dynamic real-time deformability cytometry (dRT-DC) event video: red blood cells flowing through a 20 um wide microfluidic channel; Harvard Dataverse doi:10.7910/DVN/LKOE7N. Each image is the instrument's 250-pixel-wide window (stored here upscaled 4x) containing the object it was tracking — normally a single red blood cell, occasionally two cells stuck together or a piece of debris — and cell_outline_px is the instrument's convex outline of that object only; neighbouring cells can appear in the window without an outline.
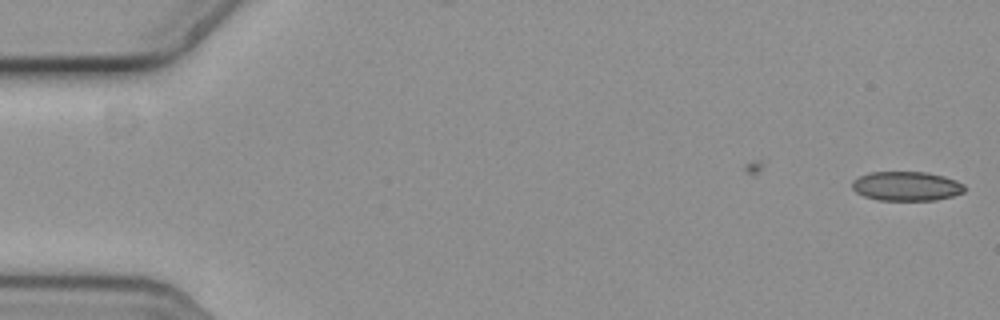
{"species": "common noctule bat (a hibernating species)", "species_latin": "Nyctalus noctula", "temperature_condition": "cold", "stored_images_in_passage": 13, "camera_frame_rate_fps": 3000, "um_per_image_px": 0.085, "animal": {"sex": "female", "body_mass_g": 19.3, "forearm_length_mm": 54.1}, "frame": {"image": 1, "passage_image": 1, "time_ms": 0.0, "image_size_px": [1000, 320], "cell_outline_px": [[964, 192], [952, 196], [936, 200], [880, 200], [864, 196], [856, 192], [852, 188], [852, 180], [860, 176], [872, 172], [924, 172], [944, 176], [956, 180], [964, 184]], "centroid_in_image_um": [77.05, 15.82], "position_along_channel_um": 7.9, "area_um2": 19.13}}